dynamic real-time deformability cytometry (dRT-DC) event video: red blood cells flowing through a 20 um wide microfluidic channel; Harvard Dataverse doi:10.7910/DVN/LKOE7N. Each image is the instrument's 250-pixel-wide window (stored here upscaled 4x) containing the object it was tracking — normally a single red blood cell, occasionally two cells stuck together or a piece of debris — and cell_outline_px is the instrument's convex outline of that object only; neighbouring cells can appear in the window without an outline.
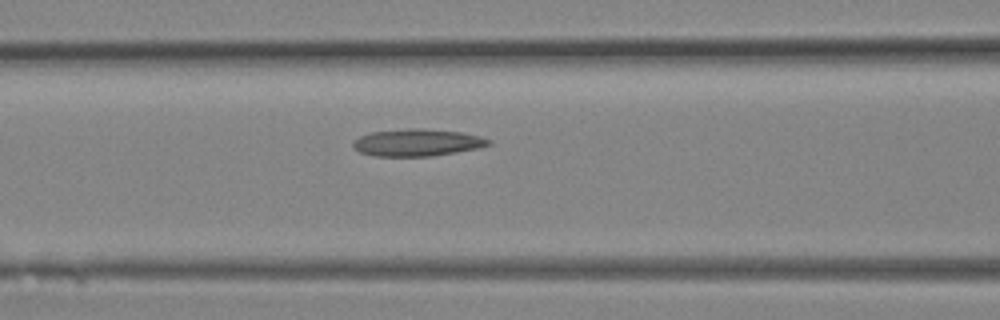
{"species": "Egyptian fruit bat (a non-hibernating species)", "species_latin": "Rousettus aegyptiacus", "temperature_condition": "room temperature", "stored_images_in_passage": 13, "camera_frame_rate_fps": 3000, "um_per_image_px": 0.085, "animal": {"sex": "female"}, "frame": {"image": 1, "passage_image": 11, "time_ms": 3.333, "image_size_px": [1000, 320], "cell_outline_px": [[492, 144], [480, 148], [432, 156], [372, 156], [360, 152], [352, 148], [352, 144], [360, 136], [368, 132], [408, 128], [416, 128], [460, 132], [480, 136], [492, 140]], "centroid_in_image_um": [35.46, 12.12], "position_along_channel_um": 131.1, "area_um2": 21.56}}
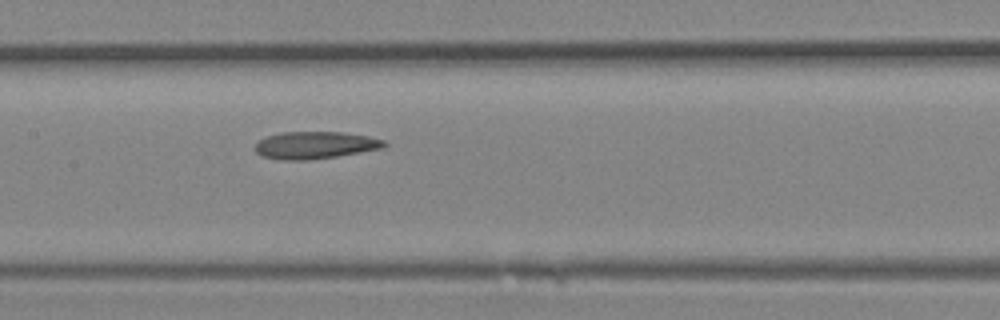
{"frame": {"image": 2, "passage_image": 13, "time_ms": 4.0, "image_size_px": [1000, 320], "cell_outline_px": [[388, 144], [384, 148], [336, 156], [308, 160], [280, 160], [260, 156], [256, 152], [256, 144], [260, 140], [268, 136], [284, 132], [340, 132], [368, 136], [384, 140]], "centroid_in_image_um": [26.79, 12.34], "position_along_channel_um": 180.6, "area_um2": 20.4}}